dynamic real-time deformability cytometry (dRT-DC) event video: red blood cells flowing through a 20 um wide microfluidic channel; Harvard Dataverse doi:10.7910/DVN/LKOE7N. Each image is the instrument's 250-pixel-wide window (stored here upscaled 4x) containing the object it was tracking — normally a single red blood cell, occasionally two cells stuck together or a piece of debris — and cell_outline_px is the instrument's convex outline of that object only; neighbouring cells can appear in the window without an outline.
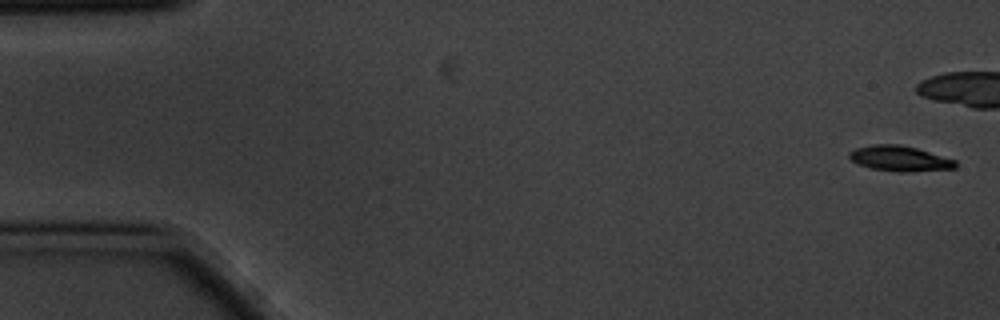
{"species": "common noctule bat (a hibernating species)", "species_latin": "Nyctalus noctula", "temperature_condition": "cold", "stored_images_in_passage": 15, "camera_frame_rate_fps": 3000, "um_per_image_px": 0.085, "animal": {"sex": "male", "body_mass_g": 20.1, "forearm_length_mm": 53.5}, "frame": {"image": 1, "passage_image": 1, "time_ms": 0.0, "image_size_px": [1000, 320], "cell_outline_px": [[956, 168], [872, 168], [860, 164], [852, 160], [848, 156], [848, 152], [856, 148], [872, 144], [900, 144], [916, 148], [956, 160]], "centroid_in_image_um": [76.39, 13.38], "position_along_channel_um": 8.6, "area_um2": 14.22}}
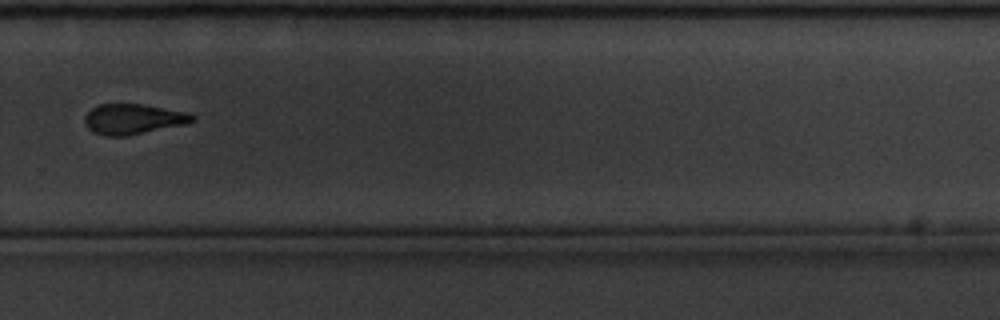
{"frame": {"image": 2, "passage_image": 13, "time_ms": 4.0, "image_size_px": [1000, 320], "cell_outline_px": [[196, 120], [188, 124], [128, 136], [104, 136], [88, 128], [84, 124], [84, 116], [92, 108], [100, 104], [144, 104], [188, 112], [196, 116]], "centroid_in_image_um": [11.37, 10.12], "position_along_channel_um": 318.4, "area_um2": 19.31}}